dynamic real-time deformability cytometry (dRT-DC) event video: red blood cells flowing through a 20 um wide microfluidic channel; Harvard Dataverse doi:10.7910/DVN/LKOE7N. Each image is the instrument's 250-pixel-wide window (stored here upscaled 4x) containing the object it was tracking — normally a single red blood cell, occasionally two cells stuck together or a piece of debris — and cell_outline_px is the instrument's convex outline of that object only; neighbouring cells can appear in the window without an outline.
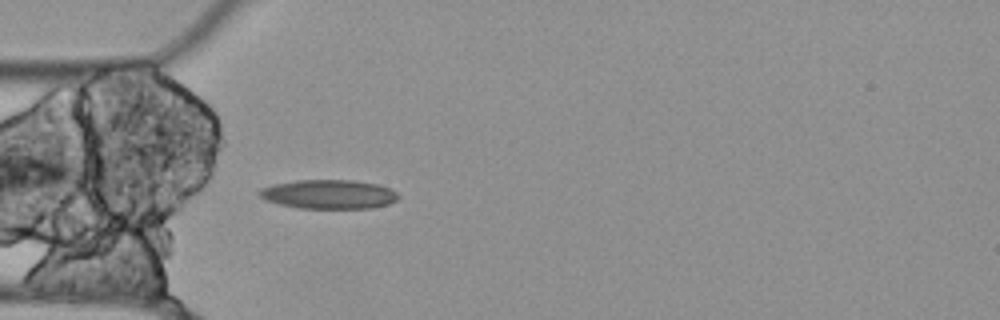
{"species": "Egyptian fruit bat (a non-hibernating species)", "species_latin": "Rousettus aegyptiacus", "temperature_condition": "cold", "stored_images_in_passage": 4, "camera_frame_rate_fps": 3000, "um_per_image_px": 0.085, "animal": {"sex": "female"}, "frame": {"image": 1, "passage_image": 1, "time_ms": 0.0, "image_size_px": [1000, 320], "cell_outline_px": [[400, 196], [396, 200], [388, 204], [372, 208], [300, 208], [280, 204], [264, 200], [256, 192], [260, 188], [276, 184], [296, 180], [352, 180], [380, 184], [392, 188]], "centroid_in_image_um": [27.97, 16.5], "position_along_channel_um": 57.0, "area_um2": 23.7}}
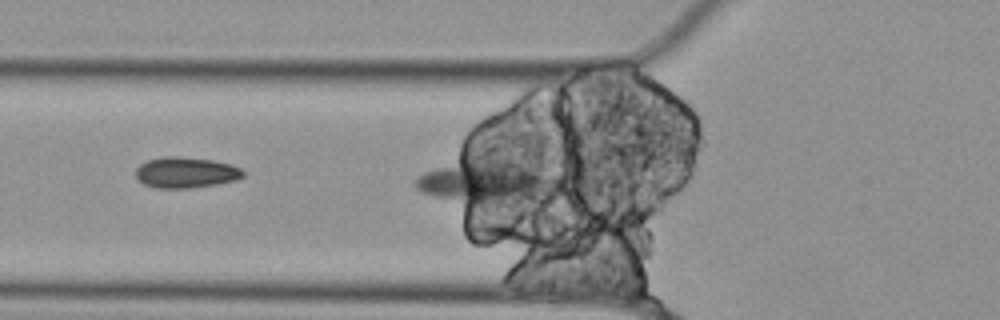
{"frame": {"image": 2, "passage_image": 3, "time_ms": 0.667, "image_size_px": [1000, 320], "cell_outline_px": [[244, 176], [236, 180], [216, 184], [192, 188], [156, 188], [144, 184], [136, 176], [136, 168], [140, 164], [148, 160], [164, 156], [176, 156], [212, 160], [232, 164], [240, 168], [244, 172]], "centroid_in_image_um": [15.8, 14.66], "position_along_channel_um": 110.0, "area_um2": 19.31}}